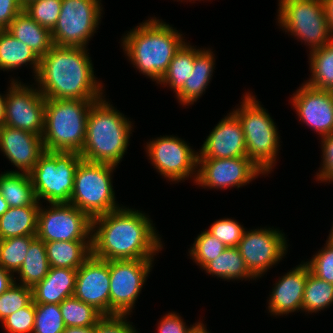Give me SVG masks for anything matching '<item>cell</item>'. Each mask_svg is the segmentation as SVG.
I'll return each mask as SVG.
<instances>
[{
    "label": "cell",
    "mask_w": 333,
    "mask_h": 333,
    "mask_svg": "<svg viewBox=\"0 0 333 333\" xmlns=\"http://www.w3.org/2000/svg\"><path fill=\"white\" fill-rule=\"evenodd\" d=\"M149 217L144 211L122 206L92 219V255L107 261L155 259L164 241Z\"/></svg>",
    "instance_id": "1"
},
{
    "label": "cell",
    "mask_w": 333,
    "mask_h": 333,
    "mask_svg": "<svg viewBox=\"0 0 333 333\" xmlns=\"http://www.w3.org/2000/svg\"><path fill=\"white\" fill-rule=\"evenodd\" d=\"M88 50L53 45L40 58L34 83L46 99L100 100L106 96L104 83L94 74Z\"/></svg>",
    "instance_id": "2"
},
{
    "label": "cell",
    "mask_w": 333,
    "mask_h": 333,
    "mask_svg": "<svg viewBox=\"0 0 333 333\" xmlns=\"http://www.w3.org/2000/svg\"><path fill=\"white\" fill-rule=\"evenodd\" d=\"M148 18L126 31L120 42L135 70L158 83L186 39L182 32L159 17Z\"/></svg>",
    "instance_id": "3"
},
{
    "label": "cell",
    "mask_w": 333,
    "mask_h": 333,
    "mask_svg": "<svg viewBox=\"0 0 333 333\" xmlns=\"http://www.w3.org/2000/svg\"><path fill=\"white\" fill-rule=\"evenodd\" d=\"M130 118L117 110L105 96L90 108L85 143L80 153L83 160L119 166L127 153L134 130Z\"/></svg>",
    "instance_id": "4"
},
{
    "label": "cell",
    "mask_w": 333,
    "mask_h": 333,
    "mask_svg": "<svg viewBox=\"0 0 333 333\" xmlns=\"http://www.w3.org/2000/svg\"><path fill=\"white\" fill-rule=\"evenodd\" d=\"M253 92L242 95L240 105L233 112L237 115L244 135L246 156L267 176L272 173L280 152V135L268 110L256 99Z\"/></svg>",
    "instance_id": "5"
},
{
    "label": "cell",
    "mask_w": 333,
    "mask_h": 333,
    "mask_svg": "<svg viewBox=\"0 0 333 333\" xmlns=\"http://www.w3.org/2000/svg\"><path fill=\"white\" fill-rule=\"evenodd\" d=\"M96 101L46 99L42 135L45 150L80 154L86 138L88 113Z\"/></svg>",
    "instance_id": "6"
},
{
    "label": "cell",
    "mask_w": 333,
    "mask_h": 333,
    "mask_svg": "<svg viewBox=\"0 0 333 333\" xmlns=\"http://www.w3.org/2000/svg\"><path fill=\"white\" fill-rule=\"evenodd\" d=\"M117 166L82 160L75 172L69 203L91 219L121 208L116 201L113 173Z\"/></svg>",
    "instance_id": "7"
},
{
    "label": "cell",
    "mask_w": 333,
    "mask_h": 333,
    "mask_svg": "<svg viewBox=\"0 0 333 333\" xmlns=\"http://www.w3.org/2000/svg\"><path fill=\"white\" fill-rule=\"evenodd\" d=\"M277 25L308 46L309 52L333 39L322 0H278Z\"/></svg>",
    "instance_id": "8"
},
{
    "label": "cell",
    "mask_w": 333,
    "mask_h": 333,
    "mask_svg": "<svg viewBox=\"0 0 333 333\" xmlns=\"http://www.w3.org/2000/svg\"><path fill=\"white\" fill-rule=\"evenodd\" d=\"M82 160L77 152L45 151L29 173L37 200L69 203L75 172Z\"/></svg>",
    "instance_id": "9"
},
{
    "label": "cell",
    "mask_w": 333,
    "mask_h": 333,
    "mask_svg": "<svg viewBox=\"0 0 333 333\" xmlns=\"http://www.w3.org/2000/svg\"><path fill=\"white\" fill-rule=\"evenodd\" d=\"M102 0H62L59 18L51 30L54 45L87 48L101 23Z\"/></svg>",
    "instance_id": "10"
},
{
    "label": "cell",
    "mask_w": 333,
    "mask_h": 333,
    "mask_svg": "<svg viewBox=\"0 0 333 333\" xmlns=\"http://www.w3.org/2000/svg\"><path fill=\"white\" fill-rule=\"evenodd\" d=\"M144 146L153 168L167 182L197 179L198 151L179 136L166 135L148 140Z\"/></svg>",
    "instance_id": "11"
},
{
    "label": "cell",
    "mask_w": 333,
    "mask_h": 333,
    "mask_svg": "<svg viewBox=\"0 0 333 333\" xmlns=\"http://www.w3.org/2000/svg\"><path fill=\"white\" fill-rule=\"evenodd\" d=\"M155 259L110 260V315H131Z\"/></svg>",
    "instance_id": "12"
},
{
    "label": "cell",
    "mask_w": 333,
    "mask_h": 333,
    "mask_svg": "<svg viewBox=\"0 0 333 333\" xmlns=\"http://www.w3.org/2000/svg\"><path fill=\"white\" fill-rule=\"evenodd\" d=\"M40 204L37 237L50 241H92V219L70 203Z\"/></svg>",
    "instance_id": "13"
},
{
    "label": "cell",
    "mask_w": 333,
    "mask_h": 333,
    "mask_svg": "<svg viewBox=\"0 0 333 333\" xmlns=\"http://www.w3.org/2000/svg\"><path fill=\"white\" fill-rule=\"evenodd\" d=\"M288 247L286 234L270 226L246 229L237 246L248 270L257 279L283 260Z\"/></svg>",
    "instance_id": "14"
},
{
    "label": "cell",
    "mask_w": 333,
    "mask_h": 333,
    "mask_svg": "<svg viewBox=\"0 0 333 333\" xmlns=\"http://www.w3.org/2000/svg\"><path fill=\"white\" fill-rule=\"evenodd\" d=\"M9 83L4 125L42 136L46 98L34 82L29 85L11 77Z\"/></svg>",
    "instance_id": "15"
},
{
    "label": "cell",
    "mask_w": 333,
    "mask_h": 333,
    "mask_svg": "<svg viewBox=\"0 0 333 333\" xmlns=\"http://www.w3.org/2000/svg\"><path fill=\"white\" fill-rule=\"evenodd\" d=\"M267 175L247 157L198 159L195 185L204 189H239Z\"/></svg>",
    "instance_id": "16"
},
{
    "label": "cell",
    "mask_w": 333,
    "mask_h": 333,
    "mask_svg": "<svg viewBox=\"0 0 333 333\" xmlns=\"http://www.w3.org/2000/svg\"><path fill=\"white\" fill-rule=\"evenodd\" d=\"M292 95L290 103L301 123L321 138L333 133V91L317 89L303 82Z\"/></svg>",
    "instance_id": "17"
},
{
    "label": "cell",
    "mask_w": 333,
    "mask_h": 333,
    "mask_svg": "<svg viewBox=\"0 0 333 333\" xmlns=\"http://www.w3.org/2000/svg\"><path fill=\"white\" fill-rule=\"evenodd\" d=\"M73 296L93 306L102 315H110L109 261L91 255L77 269Z\"/></svg>",
    "instance_id": "18"
},
{
    "label": "cell",
    "mask_w": 333,
    "mask_h": 333,
    "mask_svg": "<svg viewBox=\"0 0 333 333\" xmlns=\"http://www.w3.org/2000/svg\"><path fill=\"white\" fill-rule=\"evenodd\" d=\"M206 137L198 150V159L247 157L245 135L233 111L227 113Z\"/></svg>",
    "instance_id": "19"
},
{
    "label": "cell",
    "mask_w": 333,
    "mask_h": 333,
    "mask_svg": "<svg viewBox=\"0 0 333 333\" xmlns=\"http://www.w3.org/2000/svg\"><path fill=\"white\" fill-rule=\"evenodd\" d=\"M45 151L42 136L6 125L0 127V152L17 168L7 172L30 173Z\"/></svg>",
    "instance_id": "20"
},
{
    "label": "cell",
    "mask_w": 333,
    "mask_h": 333,
    "mask_svg": "<svg viewBox=\"0 0 333 333\" xmlns=\"http://www.w3.org/2000/svg\"><path fill=\"white\" fill-rule=\"evenodd\" d=\"M307 279V264H300L288 270L273 284L272 292L267 299V311L270 316H283L289 313L302 312L303 293Z\"/></svg>",
    "instance_id": "21"
},
{
    "label": "cell",
    "mask_w": 333,
    "mask_h": 333,
    "mask_svg": "<svg viewBox=\"0 0 333 333\" xmlns=\"http://www.w3.org/2000/svg\"><path fill=\"white\" fill-rule=\"evenodd\" d=\"M215 61V54L210 48L195 47L193 71L183 89L175 96L179 105L192 106L205 94L213 77Z\"/></svg>",
    "instance_id": "22"
},
{
    "label": "cell",
    "mask_w": 333,
    "mask_h": 333,
    "mask_svg": "<svg viewBox=\"0 0 333 333\" xmlns=\"http://www.w3.org/2000/svg\"><path fill=\"white\" fill-rule=\"evenodd\" d=\"M77 269L50 267L45 278L32 288L34 303L60 304L75 291Z\"/></svg>",
    "instance_id": "23"
},
{
    "label": "cell",
    "mask_w": 333,
    "mask_h": 333,
    "mask_svg": "<svg viewBox=\"0 0 333 333\" xmlns=\"http://www.w3.org/2000/svg\"><path fill=\"white\" fill-rule=\"evenodd\" d=\"M6 30L17 40L26 44L39 58L54 45L51 31L40 26L24 10L14 18Z\"/></svg>",
    "instance_id": "24"
},
{
    "label": "cell",
    "mask_w": 333,
    "mask_h": 333,
    "mask_svg": "<svg viewBox=\"0 0 333 333\" xmlns=\"http://www.w3.org/2000/svg\"><path fill=\"white\" fill-rule=\"evenodd\" d=\"M29 65L33 79L37 76L40 58L6 29L0 31V70L13 71Z\"/></svg>",
    "instance_id": "25"
},
{
    "label": "cell",
    "mask_w": 333,
    "mask_h": 333,
    "mask_svg": "<svg viewBox=\"0 0 333 333\" xmlns=\"http://www.w3.org/2000/svg\"><path fill=\"white\" fill-rule=\"evenodd\" d=\"M50 267L78 269L92 255V241L44 242Z\"/></svg>",
    "instance_id": "26"
},
{
    "label": "cell",
    "mask_w": 333,
    "mask_h": 333,
    "mask_svg": "<svg viewBox=\"0 0 333 333\" xmlns=\"http://www.w3.org/2000/svg\"><path fill=\"white\" fill-rule=\"evenodd\" d=\"M39 207L40 205L9 207L0 217V240L37 235Z\"/></svg>",
    "instance_id": "27"
},
{
    "label": "cell",
    "mask_w": 333,
    "mask_h": 333,
    "mask_svg": "<svg viewBox=\"0 0 333 333\" xmlns=\"http://www.w3.org/2000/svg\"><path fill=\"white\" fill-rule=\"evenodd\" d=\"M0 191L9 207L40 205L29 173L1 172Z\"/></svg>",
    "instance_id": "28"
},
{
    "label": "cell",
    "mask_w": 333,
    "mask_h": 333,
    "mask_svg": "<svg viewBox=\"0 0 333 333\" xmlns=\"http://www.w3.org/2000/svg\"><path fill=\"white\" fill-rule=\"evenodd\" d=\"M204 272L224 281L258 280L247 268L237 247H227L215 260L210 261Z\"/></svg>",
    "instance_id": "29"
},
{
    "label": "cell",
    "mask_w": 333,
    "mask_h": 333,
    "mask_svg": "<svg viewBox=\"0 0 333 333\" xmlns=\"http://www.w3.org/2000/svg\"><path fill=\"white\" fill-rule=\"evenodd\" d=\"M50 270L44 242L37 236L31 241L25 260L14 274L15 282L33 288ZM18 274V275H16Z\"/></svg>",
    "instance_id": "30"
},
{
    "label": "cell",
    "mask_w": 333,
    "mask_h": 333,
    "mask_svg": "<svg viewBox=\"0 0 333 333\" xmlns=\"http://www.w3.org/2000/svg\"><path fill=\"white\" fill-rule=\"evenodd\" d=\"M195 46L186 41L175 53L166 73L158 81V85L169 87L175 96L183 89L185 82L194 68Z\"/></svg>",
    "instance_id": "31"
},
{
    "label": "cell",
    "mask_w": 333,
    "mask_h": 333,
    "mask_svg": "<svg viewBox=\"0 0 333 333\" xmlns=\"http://www.w3.org/2000/svg\"><path fill=\"white\" fill-rule=\"evenodd\" d=\"M308 58L311 76L304 83L333 91V39L322 48L309 52Z\"/></svg>",
    "instance_id": "32"
},
{
    "label": "cell",
    "mask_w": 333,
    "mask_h": 333,
    "mask_svg": "<svg viewBox=\"0 0 333 333\" xmlns=\"http://www.w3.org/2000/svg\"><path fill=\"white\" fill-rule=\"evenodd\" d=\"M333 305V284L312 274L307 265V279L303 293L302 312L316 314Z\"/></svg>",
    "instance_id": "33"
},
{
    "label": "cell",
    "mask_w": 333,
    "mask_h": 333,
    "mask_svg": "<svg viewBox=\"0 0 333 333\" xmlns=\"http://www.w3.org/2000/svg\"><path fill=\"white\" fill-rule=\"evenodd\" d=\"M60 311L65 327L95 326L103 316L93 306L74 296L66 298L60 303Z\"/></svg>",
    "instance_id": "34"
},
{
    "label": "cell",
    "mask_w": 333,
    "mask_h": 333,
    "mask_svg": "<svg viewBox=\"0 0 333 333\" xmlns=\"http://www.w3.org/2000/svg\"><path fill=\"white\" fill-rule=\"evenodd\" d=\"M36 235L11 237L0 240V266L13 274L26 258L31 241Z\"/></svg>",
    "instance_id": "35"
},
{
    "label": "cell",
    "mask_w": 333,
    "mask_h": 333,
    "mask_svg": "<svg viewBox=\"0 0 333 333\" xmlns=\"http://www.w3.org/2000/svg\"><path fill=\"white\" fill-rule=\"evenodd\" d=\"M188 249V256L203 269L210 261L215 260L227 248L220 240L210 234L206 229L193 241Z\"/></svg>",
    "instance_id": "36"
},
{
    "label": "cell",
    "mask_w": 333,
    "mask_h": 333,
    "mask_svg": "<svg viewBox=\"0 0 333 333\" xmlns=\"http://www.w3.org/2000/svg\"><path fill=\"white\" fill-rule=\"evenodd\" d=\"M64 330L60 304L35 303L33 333H63Z\"/></svg>",
    "instance_id": "37"
},
{
    "label": "cell",
    "mask_w": 333,
    "mask_h": 333,
    "mask_svg": "<svg viewBox=\"0 0 333 333\" xmlns=\"http://www.w3.org/2000/svg\"><path fill=\"white\" fill-rule=\"evenodd\" d=\"M61 5L62 0H33L23 10L40 26L51 31L59 18Z\"/></svg>",
    "instance_id": "38"
},
{
    "label": "cell",
    "mask_w": 333,
    "mask_h": 333,
    "mask_svg": "<svg viewBox=\"0 0 333 333\" xmlns=\"http://www.w3.org/2000/svg\"><path fill=\"white\" fill-rule=\"evenodd\" d=\"M32 300V288L14 282L0 295V322Z\"/></svg>",
    "instance_id": "39"
},
{
    "label": "cell",
    "mask_w": 333,
    "mask_h": 333,
    "mask_svg": "<svg viewBox=\"0 0 333 333\" xmlns=\"http://www.w3.org/2000/svg\"><path fill=\"white\" fill-rule=\"evenodd\" d=\"M304 262L312 274L333 284V237L328 235L324 247Z\"/></svg>",
    "instance_id": "40"
},
{
    "label": "cell",
    "mask_w": 333,
    "mask_h": 333,
    "mask_svg": "<svg viewBox=\"0 0 333 333\" xmlns=\"http://www.w3.org/2000/svg\"><path fill=\"white\" fill-rule=\"evenodd\" d=\"M206 230L226 247H237L246 228L234 218L225 217L214 221Z\"/></svg>",
    "instance_id": "41"
},
{
    "label": "cell",
    "mask_w": 333,
    "mask_h": 333,
    "mask_svg": "<svg viewBox=\"0 0 333 333\" xmlns=\"http://www.w3.org/2000/svg\"><path fill=\"white\" fill-rule=\"evenodd\" d=\"M35 303L33 300L24 308L10 314L1 322L7 333H33Z\"/></svg>",
    "instance_id": "42"
},
{
    "label": "cell",
    "mask_w": 333,
    "mask_h": 333,
    "mask_svg": "<svg viewBox=\"0 0 333 333\" xmlns=\"http://www.w3.org/2000/svg\"><path fill=\"white\" fill-rule=\"evenodd\" d=\"M129 315H103L94 326V333H139L128 321Z\"/></svg>",
    "instance_id": "43"
},
{
    "label": "cell",
    "mask_w": 333,
    "mask_h": 333,
    "mask_svg": "<svg viewBox=\"0 0 333 333\" xmlns=\"http://www.w3.org/2000/svg\"><path fill=\"white\" fill-rule=\"evenodd\" d=\"M322 160L314 178L318 183H333V133L320 138Z\"/></svg>",
    "instance_id": "44"
},
{
    "label": "cell",
    "mask_w": 333,
    "mask_h": 333,
    "mask_svg": "<svg viewBox=\"0 0 333 333\" xmlns=\"http://www.w3.org/2000/svg\"><path fill=\"white\" fill-rule=\"evenodd\" d=\"M200 321L201 319L189 326L179 313L169 311L158 321L156 330L157 333H191Z\"/></svg>",
    "instance_id": "45"
},
{
    "label": "cell",
    "mask_w": 333,
    "mask_h": 333,
    "mask_svg": "<svg viewBox=\"0 0 333 333\" xmlns=\"http://www.w3.org/2000/svg\"><path fill=\"white\" fill-rule=\"evenodd\" d=\"M22 10L20 0H0V29H7Z\"/></svg>",
    "instance_id": "46"
},
{
    "label": "cell",
    "mask_w": 333,
    "mask_h": 333,
    "mask_svg": "<svg viewBox=\"0 0 333 333\" xmlns=\"http://www.w3.org/2000/svg\"><path fill=\"white\" fill-rule=\"evenodd\" d=\"M15 282L14 274L0 266V295Z\"/></svg>",
    "instance_id": "47"
},
{
    "label": "cell",
    "mask_w": 333,
    "mask_h": 333,
    "mask_svg": "<svg viewBox=\"0 0 333 333\" xmlns=\"http://www.w3.org/2000/svg\"><path fill=\"white\" fill-rule=\"evenodd\" d=\"M326 21L333 34V0H322Z\"/></svg>",
    "instance_id": "48"
},
{
    "label": "cell",
    "mask_w": 333,
    "mask_h": 333,
    "mask_svg": "<svg viewBox=\"0 0 333 333\" xmlns=\"http://www.w3.org/2000/svg\"><path fill=\"white\" fill-rule=\"evenodd\" d=\"M63 333H94V326L88 327H65Z\"/></svg>",
    "instance_id": "49"
},
{
    "label": "cell",
    "mask_w": 333,
    "mask_h": 333,
    "mask_svg": "<svg viewBox=\"0 0 333 333\" xmlns=\"http://www.w3.org/2000/svg\"><path fill=\"white\" fill-rule=\"evenodd\" d=\"M4 93H0V127L3 126L5 122L7 92L4 91Z\"/></svg>",
    "instance_id": "50"
},
{
    "label": "cell",
    "mask_w": 333,
    "mask_h": 333,
    "mask_svg": "<svg viewBox=\"0 0 333 333\" xmlns=\"http://www.w3.org/2000/svg\"><path fill=\"white\" fill-rule=\"evenodd\" d=\"M191 333H210L207 329V326L205 323H203V320L200 321L192 330Z\"/></svg>",
    "instance_id": "51"
},
{
    "label": "cell",
    "mask_w": 333,
    "mask_h": 333,
    "mask_svg": "<svg viewBox=\"0 0 333 333\" xmlns=\"http://www.w3.org/2000/svg\"><path fill=\"white\" fill-rule=\"evenodd\" d=\"M9 209V205L6 200L3 198L0 191V217Z\"/></svg>",
    "instance_id": "52"
},
{
    "label": "cell",
    "mask_w": 333,
    "mask_h": 333,
    "mask_svg": "<svg viewBox=\"0 0 333 333\" xmlns=\"http://www.w3.org/2000/svg\"><path fill=\"white\" fill-rule=\"evenodd\" d=\"M178 1H180V2H184V1H185V2H188V1L191 2V1H193V2H191V3H196V1H201V0H177V2H178ZM202 1H203V0H202ZM207 1H208V0H207Z\"/></svg>",
    "instance_id": "53"
},
{
    "label": "cell",
    "mask_w": 333,
    "mask_h": 333,
    "mask_svg": "<svg viewBox=\"0 0 333 333\" xmlns=\"http://www.w3.org/2000/svg\"><path fill=\"white\" fill-rule=\"evenodd\" d=\"M33 0H20L21 4L23 5V7L28 3L31 2Z\"/></svg>",
    "instance_id": "54"
},
{
    "label": "cell",
    "mask_w": 333,
    "mask_h": 333,
    "mask_svg": "<svg viewBox=\"0 0 333 333\" xmlns=\"http://www.w3.org/2000/svg\"><path fill=\"white\" fill-rule=\"evenodd\" d=\"M329 235L333 237V222H332V227H331V229H330V233H329Z\"/></svg>",
    "instance_id": "55"
}]
</instances>
